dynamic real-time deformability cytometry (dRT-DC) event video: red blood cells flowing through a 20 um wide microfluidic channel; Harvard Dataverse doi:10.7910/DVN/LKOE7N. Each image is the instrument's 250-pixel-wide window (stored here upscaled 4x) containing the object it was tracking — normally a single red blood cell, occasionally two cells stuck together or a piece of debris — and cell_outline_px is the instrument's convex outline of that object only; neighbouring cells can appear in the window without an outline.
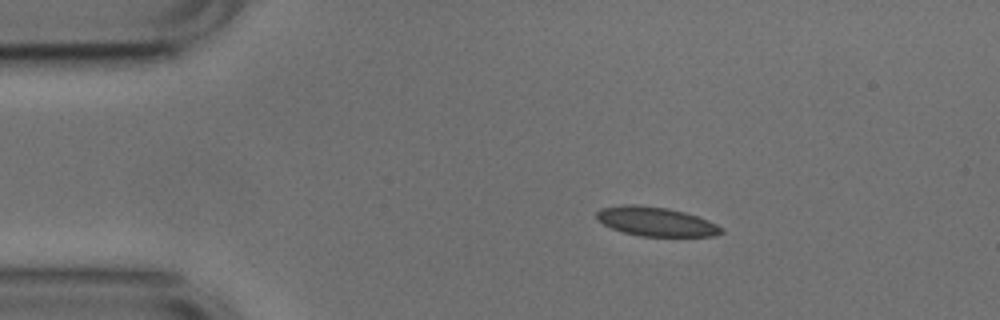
{"species": "common noctule bat (a hibernating species)", "species_latin": "Nyctalus noctula", "temperature_condition": "cold", "stored_images_in_passage": 45, "camera_frame_rate_fps": 3000, "um_per_image_px": 0.085, "animal": {"sex": "male", "body_mass_g": 17.9, "forearm_length_mm": 54.2}, "frame": {"image": 1, "passage_image": 1, "time_ms": 0.0, "image_size_px": [1000, 320], "cell_outline_px": [[724, 232], [712, 236], [640, 236], [624, 232], [612, 228], [596, 220], [596, 212], [600, 208], [624, 204], [632, 204], [668, 208], [684, 212], [708, 220], [724, 228]], "centroid_in_image_um": [55.73, 18.83], "position_along_channel_um": 29.3, "area_um2": 21.15}}
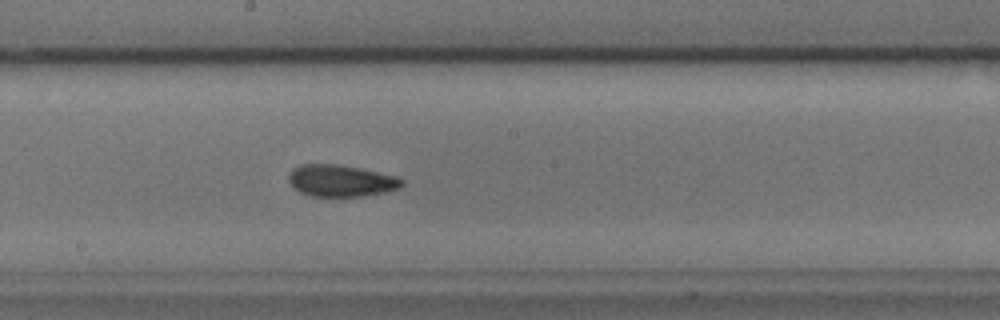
{"frame": {"image": 2, "passage_image": 20, "time_ms": 6.333, "image_size_px": [1000, 320], "cell_outline_px": [[404, 184], [400, 188], [384, 192], [364, 196], [312, 196], [300, 192], [292, 188], [288, 180], [288, 176], [292, 168], [300, 164], [336, 164], [360, 168], [396, 176], [404, 180]], "centroid_in_image_um": [28.95, 15.36], "position_along_channel_um": 219.2, "area_um2": 21.1}}
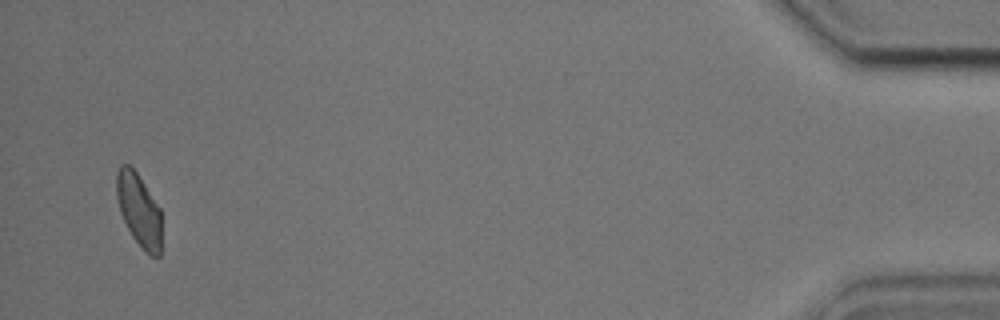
{"frame": {"image": 3, "passage_image": 43, "time_ms": 14.0, "image_size_px": [1000, 320], "cell_outline_px": [[160, 256], [152, 256], [144, 252], [132, 236], [120, 212], [116, 196], [116, 172], [120, 164], [128, 164], [136, 172], [160, 208]], "centroid_in_image_um": [11.78, 17.84], "position_along_channel_um": 423.4, "area_um2": 18.96}, "authors_computed_cell_mechanics": {"area_um2": 20.8658, "velocity_mm_per_s": 3.7494, "shape_relaxation_time_tau1_ms": 3.9893, "shape_relaxation_time_tau2_ms": 2.1406, "deformation_change_tau1": 0.1053, "deformation_change_tau2": 0.0626}}